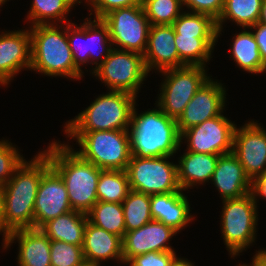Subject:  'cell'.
Instances as JSON below:
<instances>
[{
	"label": "cell",
	"mask_w": 266,
	"mask_h": 266,
	"mask_svg": "<svg viewBox=\"0 0 266 266\" xmlns=\"http://www.w3.org/2000/svg\"><path fill=\"white\" fill-rule=\"evenodd\" d=\"M50 167L49 158L41 151L31 161L24 160L0 188L4 220L12 232L34 228L36 195L40 180Z\"/></svg>",
	"instance_id": "6da1fadb"
},
{
	"label": "cell",
	"mask_w": 266,
	"mask_h": 266,
	"mask_svg": "<svg viewBox=\"0 0 266 266\" xmlns=\"http://www.w3.org/2000/svg\"><path fill=\"white\" fill-rule=\"evenodd\" d=\"M42 152L61 176L72 210L87 214L98 201L97 183L102 170L84 160L68 144L54 141Z\"/></svg>",
	"instance_id": "7a4b0ae2"
},
{
	"label": "cell",
	"mask_w": 266,
	"mask_h": 266,
	"mask_svg": "<svg viewBox=\"0 0 266 266\" xmlns=\"http://www.w3.org/2000/svg\"><path fill=\"white\" fill-rule=\"evenodd\" d=\"M129 127L131 156L172 157L181 146L177 121L159 107L137 114L134 106Z\"/></svg>",
	"instance_id": "3957f363"
},
{
	"label": "cell",
	"mask_w": 266,
	"mask_h": 266,
	"mask_svg": "<svg viewBox=\"0 0 266 266\" xmlns=\"http://www.w3.org/2000/svg\"><path fill=\"white\" fill-rule=\"evenodd\" d=\"M55 24L31 26V67L30 70L48 76L82 78V73L74 63L67 38V25Z\"/></svg>",
	"instance_id": "277c9868"
},
{
	"label": "cell",
	"mask_w": 266,
	"mask_h": 266,
	"mask_svg": "<svg viewBox=\"0 0 266 266\" xmlns=\"http://www.w3.org/2000/svg\"><path fill=\"white\" fill-rule=\"evenodd\" d=\"M136 97L125 91L109 90L74 119L66 122L65 133L129 130Z\"/></svg>",
	"instance_id": "5b68a950"
},
{
	"label": "cell",
	"mask_w": 266,
	"mask_h": 266,
	"mask_svg": "<svg viewBox=\"0 0 266 266\" xmlns=\"http://www.w3.org/2000/svg\"><path fill=\"white\" fill-rule=\"evenodd\" d=\"M76 139L84 160L101 170H126L131 158L129 130L66 133Z\"/></svg>",
	"instance_id": "8992f818"
},
{
	"label": "cell",
	"mask_w": 266,
	"mask_h": 266,
	"mask_svg": "<svg viewBox=\"0 0 266 266\" xmlns=\"http://www.w3.org/2000/svg\"><path fill=\"white\" fill-rule=\"evenodd\" d=\"M223 204L222 235L231 257H235L255 241L258 209L251 193L225 199Z\"/></svg>",
	"instance_id": "52a82bcc"
},
{
	"label": "cell",
	"mask_w": 266,
	"mask_h": 266,
	"mask_svg": "<svg viewBox=\"0 0 266 266\" xmlns=\"http://www.w3.org/2000/svg\"><path fill=\"white\" fill-rule=\"evenodd\" d=\"M169 157L131 156L125 170L130 190L149 195L182 190L178 182L177 164L166 161Z\"/></svg>",
	"instance_id": "ba28073f"
},
{
	"label": "cell",
	"mask_w": 266,
	"mask_h": 266,
	"mask_svg": "<svg viewBox=\"0 0 266 266\" xmlns=\"http://www.w3.org/2000/svg\"><path fill=\"white\" fill-rule=\"evenodd\" d=\"M203 66H183L161 71L165 81L161 85L157 107L177 120L202 84L210 77Z\"/></svg>",
	"instance_id": "9c48e42d"
},
{
	"label": "cell",
	"mask_w": 266,
	"mask_h": 266,
	"mask_svg": "<svg viewBox=\"0 0 266 266\" xmlns=\"http://www.w3.org/2000/svg\"><path fill=\"white\" fill-rule=\"evenodd\" d=\"M92 74L105 83L108 89L125 91L135 96L148 76L142 54L115 47Z\"/></svg>",
	"instance_id": "30bf717a"
},
{
	"label": "cell",
	"mask_w": 266,
	"mask_h": 266,
	"mask_svg": "<svg viewBox=\"0 0 266 266\" xmlns=\"http://www.w3.org/2000/svg\"><path fill=\"white\" fill-rule=\"evenodd\" d=\"M101 20L108 27L112 47L144 54L151 24L143 5L112 10Z\"/></svg>",
	"instance_id": "8fae6325"
},
{
	"label": "cell",
	"mask_w": 266,
	"mask_h": 266,
	"mask_svg": "<svg viewBox=\"0 0 266 266\" xmlns=\"http://www.w3.org/2000/svg\"><path fill=\"white\" fill-rule=\"evenodd\" d=\"M67 38L70 50L74 56L75 66L81 72L82 69L80 65L91 61V64H96V67L93 68V73L95 69L106 59L112 49V42L109 38L108 27L101 19L95 18L91 21V18H86L85 22L80 27H77L74 23H68ZM78 40H83V43H81L82 41L80 42L81 46L78 44ZM101 55H103V58H101ZM91 58L92 60H90ZM98 60H100V62Z\"/></svg>",
	"instance_id": "7c38bea8"
},
{
	"label": "cell",
	"mask_w": 266,
	"mask_h": 266,
	"mask_svg": "<svg viewBox=\"0 0 266 266\" xmlns=\"http://www.w3.org/2000/svg\"><path fill=\"white\" fill-rule=\"evenodd\" d=\"M236 125L221 114L203 123L192 126L181 133L191 152L223 155L232 152Z\"/></svg>",
	"instance_id": "4fadbf2b"
},
{
	"label": "cell",
	"mask_w": 266,
	"mask_h": 266,
	"mask_svg": "<svg viewBox=\"0 0 266 266\" xmlns=\"http://www.w3.org/2000/svg\"><path fill=\"white\" fill-rule=\"evenodd\" d=\"M232 153L252 180L266 170V131L257 122L249 121L235 128Z\"/></svg>",
	"instance_id": "5bb4252c"
},
{
	"label": "cell",
	"mask_w": 266,
	"mask_h": 266,
	"mask_svg": "<svg viewBox=\"0 0 266 266\" xmlns=\"http://www.w3.org/2000/svg\"><path fill=\"white\" fill-rule=\"evenodd\" d=\"M222 85L210 77L202 84L176 120L180 134L222 114L226 99V89Z\"/></svg>",
	"instance_id": "9a60e30c"
},
{
	"label": "cell",
	"mask_w": 266,
	"mask_h": 266,
	"mask_svg": "<svg viewBox=\"0 0 266 266\" xmlns=\"http://www.w3.org/2000/svg\"><path fill=\"white\" fill-rule=\"evenodd\" d=\"M72 211L61 176L50 167L42 176L34 205V228Z\"/></svg>",
	"instance_id": "2e32d148"
},
{
	"label": "cell",
	"mask_w": 266,
	"mask_h": 266,
	"mask_svg": "<svg viewBox=\"0 0 266 266\" xmlns=\"http://www.w3.org/2000/svg\"><path fill=\"white\" fill-rule=\"evenodd\" d=\"M177 233L172 227L155 220L139 229L125 232L122 238L123 263L149 252H175L168 241Z\"/></svg>",
	"instance_id": "e0dca14e"
},
{
	"label": "cell",
	"mask_w": 266,
	"mask_h": 266,
	"mask_svg": "<svg viewBox=\"0 0 266 266\" xmlns=\"http://www.w3.org/2000/svg\"><path fill=\"white\" fill-rule=\"evenodd\" d=\"M31 67L30 30L3 32L0 35V84L7 85L23 68Z\"/></svg>",
	"instance_id": "ac0fdd59"
},
{
	"label": "cell",
	"mask_w": 266,
	"mask_h": 266,
	"mask_svg": "<svg viewBox=\"0 0 266 266\" xmlns=\"http://www.w3.org/2000/svg\"><path fill=\"white\" fill-rule=\"evenodd\" d=\"M174 39L175 29L172 25H151L143 54L148 73L154 68L158 72L179 68V55Z\"/></svg>",
	"instance_id": "d6986e66"
},
{
	"label": "cell",
	"mask_w": 266,
	"mask_h": 266,
	"mask_svg": "<svg viewBox=\"0 0 266 266\" xmlns=\"http://www.w3.org/2000/svg\"><path fill=\"white\" fill-rule=\"evenodd\" d=\"M211 181L222 200L243 197L251 191V179L232 152L219 155Z\"/></svg>",
	"instance_id": "ffe728a7"
},
{
	"label": "cell",
	"mask_w": 266,
	"mask_h": 266,
	"mask_svg": "<svg viewBox=\"0 0 266 266\" xmlns=\"http://www.w3.org/2000/svg\"><path fill=\"white\" fill-rule=\"evenodd\" d=\"M82 249L88 266H100V262L106 259L120 260L123 263L122 238L89 221L85 227Z\"/></svg>",
	"instance_id": "44dd1931"
},
{
	"label": "cell",
	"mask_w": 266,
	"mask_h": 266,
	"mask_svg": "<svg viewBox=\"0 0 266 266\" xmlns=\"http://www.w3.org/2000/svg\"><path fill=\"white\" fill-rule=\"evenodd\" d=\"M182 191L150 195L152 219L177 232L193 220L188 199Z\"/></svg>",
	"instance_id": "7402d4cb"
},
{
	"label": "cell",
	"mask_w": 266,
	"mask_h": 266,
	"mask_svg": "<svg viewBox=\"0 0 266 266\" xmlns=\"http://www.w3.org/2000/svg\"><path fill=\"white\" fill-rule=\"evenodd\" d=\"M19 244V266H51V240L37 228L19 229L13 231L8 241V247L13 241Z\"/></svg>",
	"instance_id": "603a6c76"
},
{
	"label": "cell",
	"mask_w": 266,
	"mask_h": 266,
	"mask_svg": "<svg viewBox=\"0 0 266 266\" xmlns=\"http://www.w3.org/2000/svg\"><path fill=\"white\" fill-rule=\"evenodd\" d=\"M219 155L187 151L177 165L178 182L182 190L211 180Z\"/></svg>",
	"instance_id": "cb8c5ba5"
},
{
	"label": "cell",
	"mask_w": 266,
	"mask_h": 266,
	"mask_svg": "<svg viewBox=\"0 0 266 266\" xmlns=\"http://www.w3.org/2000/svg\"><path fill=\"white\" fill-rule=\"evenodd\" d=\"M87 214L69 211L46 222L40 229L50 240L83 246Z\"/></svg>",
	"instance_id": "d4e9b609"
},
{
	"label": "cell",
	"mask_w": 266,
	"mask_h": 266,
	"mask_svg": "<svg viewBox=\"0 0 266 266\" xmlns=\"http://www.w3.org/2000/svg\"><path fill=\"white\" fill-rule=\"evenodd\" d=\"M175 44L179 55V68L183 66H203L210 60L217 38H195V36L175 34Z\"/></svg>",
	"instance_id": "484cf974"
},
{
	"label": "cell",
	"mask_w": 266,
	"mask_h": 266,
	"mask_svg": "<svg viewBox=\"0 0 266 266\" xmlns=\"http://www.w3.org/2000/svg\"><path fill=\"white\" fill-rule=\"evenodd\" d=\"M242 30L235 35L232 43L231 57L239 68L248 73H263L266 64L262 61L256 39L252 32Z\"/></svg>",
	"instance_id": "4316f807"
},
{
	"label": "cell",
	"mask_w": 266,
	"mask_h": 266,
	"mask_svg": "<svg viewBox=\"0 0 266 266\" xmlns=\"http://www.w3.org/2000/svg\"><path fill=\"white\" fill-rule=\"evenodd\" d=\"M263 0H225L223 11L216 21L218 36L225 20H232L238 26L249 28L259 22Z\"/></svg>",
	"instance_id": "83f0119b"
},
{
	"label": "cell",
	"mask_w": 266,
	"mask_h": 266,
	"mask_svg": "<svg viewBox=\"0 0 266 266\" xmlns=\"http://www.w3.org/2000/svg\"><path fill=\"white\" fill-rule=\"evenodd\" d=\"M88 221L123 238L125 220L122 203L97 201L87 213Z\"/></svg>",
	"instance_id": "f1b7e54d"
},
{
	"label": "cell",
	"mask_w": 266,
	"mask_h": 266,
	"mask_svg": "<svg viewBox=\"0 0 266 266\" xmlns=\"http://www.w3.org/2000/svg\"><path fill=\"white\" fill-rule=\"evenodd\" d=\"M81 2L80 0H33L27 19L32 21V26L57 24L55 23L57 20L62 23L66 21L68 24L71 22L67 21L66 14L76 3ZM51 19L52 22H49Z\"/></svg>",
	"instance_id": "f546056e"
},
{
	"label": "cell",
	"mask_w": 266,
	"mask_h": 266,
	"mask_svg": "<svg viewBox=\"0 0 266 266\" xmlns=\"http://www.w3.org/2000/svg\"><path fill=\"white\" fill-rule=\"evenodd\" d=\"M172 26L175 34L195 36V38H218L216 21L206 14L183 11Z\"/></svg>",
	"instance_id": "4dcf8cb0"
},
{
	"label": "cell",
	"mask_w": 266,
	"mask_h": 266,
	"mask_svg": "<svg viewBox=\"0 0 266 266\" xmlns=\"http://www.w3.org/2000/svg\"><path fill=\"white\" fill-rule=\"evenodd\" d=\"M130 191L125 170H102L97 183L98 201L122 203Z\"/></svg>",
	"instance_id": "1f68e13d"
},
{
	"label": "cell",
	"mask_w": 266,
	"mask_h": 266,
	"mask_svg": "<svg viewBox=\"0 0 266 266\" xmlns=\"http://www.w3.org/2000/svg\"><path fill=\"white\" fill-rule=\"evenodd\" d=\"M125 232L139 229L152 221L150 195L130 190L122 202Z\"/></svg>",
	"instance_id": "d6a6232c"
},
{
	"label": "cell",
	"mask_w": 266,
	"mask_h": 266,
	"mask_svg": "<svg viewBox=\"0 0 266 266\" xmlns=\"http://www.w3.org/2000/svg\"><path fill=\"white\" fill-rule=\"evenodd\" d=\"M142 5L151 25H172L181 15L183 0H142Z\"/></svg>",
	"instance_id": "836d02e7"
},
{
	"label": "cell",
	"mask_w": 266,
	"mask_h": 266,
	"mask_svg": "<svg viewBox=\"0 0 266 266\" xmlns=\"http://www.w3.org/2000/svg\"><path fill=\"white\" fill-rule=\"evenodd\" d=\"M51 266H86L82 246L51 240Z\"/></svg>",
	"instance_id": "e575fe53"
},
{
	"label": "cell",
	"mask_w": 266,
	"mask_h": 266,
	"mask_svg": "<svg viewBox=\"0 0 266 266\" xmlns=\"http://www.w3.org/2000/svg\"><path fill=\"white\" fill-rule=\"evenodd\" d=\"M11 142L0 141V188L13 176L14 171L25 160Z\"/></svg>",
	"instance_id": "d590c367"
},
{
	"label": "cell",
	"mask_w": 266,
	"mask_h": 266,
	"mask_svg": "<svg viewBox=\"0 0 266 266\" xmlns=\"http://www.w3.org/2000/svg\"><path fill=\"white\" fill-rule=\"evenodd\" d=\"M225 0H183V6L190 12L201 13L211 16L215 21L220 17Z\"/></svg>",
	"instance_id": "8d00e7d4"
},
{
	"label": "cell",
	"mask_w": 266,
	"mask_h": 266,
	"mask_svg": "<svg viewBox=\"0 0 266 266\" xmlns=\"http://www.w3.org/2000/svg\"><path fill=\"white\" fill-rule=\"evenodd\" d=\"M175 252H149L134 256L127 263L130 266H170Z\"/></svg>",
	"instance_id": "74e56055"
},
{
	"label": "cell",
	"mask_w": 266,
	"mask_h": 266,
	"mask_svg": "<svg viewBox=\"0 0 266 266\" xmlns=\"http://www.w3.org/2000/svg\"><path fill=\"white\" fill-rule=\"evenodd\" d=\"M94 10V17L101 19L104 15L118 8L142 5V0H86Z\"/></svg>",
	"instance_id": "f35d334b"
},
{
	"label": "cell",
	"mask_w": 266,
	"mask_h": 266,
	"mask_svg": "<svg viewBox=\"0 0 266 266\" xmlns=\"http://www.w3.org/2000/svg\"><path fill=\"white\" fill-rule=\"evenodd\" d=\"M249 28L254 29L253 31H255L252 33L256 39L261 59L266 64V25L257 22Z\"/></svg>",
	"instance_id": "ab89813d"
},
{
	"label": "cell",
	"mask_w": 266,
	"mask_h": 266,
	"mask_svg": "<svg viewBox=\"0 0 266 266\" xmlns=\"http://www.w3.org/2000/svg\"><path fill=\"white\" fill-rule=\"evenodd\" d=\"M251 195L257 204V197L260 196L266 198V170L251 180Z\"/></svg>",
	"instance_id": "60d3db41"
},
{
	"label": "cell",
	"mask_w": 266,
	"mask_h": 266,
	"mask_svg": "<svg viewBox=\"0 0 266 266\" xmlns=\"http://www.w3.org/2000/svg\"><path fill=\"white\" fill-rule=\"evenodd\" d=\"M3 233V248H8V241L11 236L12 231L7 227L5 220H4V212H3V203L0 197V233Z\"/></svg>",
	"instance_id": "b9f144b4"
},
{
	"label": "cell",
	"mask_w": 266,
	"mask_h": 266,
	"mask_svg": "<svg viewBox=\"0 0 266 266\" xmlns=\"http://www.w3.org/2000/svg\"><path fill=\"white\" fill-rule=\"evenodd\" d=\"M170 266H194L193 263H191V261L189 262L188 259H184V258H178V257H174L173 260L170 263Z\"/></svg>",
	"instance_id": "7bdbcfd3"
},
{
	"label": "cell",
	"mask_w": 266,
	"mask_h": 266,
	"mask_svg": "<svg viewBox=\"0 0 266 266\" xmlns=\"http://www.w3.org/2000/svg\"><path fill=\"white\" fill-rule=\"evenodd\" d=\"M254 257L261 263L262 266H266V250L257 251Z\"/></svg>",
	"instance_id": "ee69618b"
},
{
	"label": "cell",
	"mask_w": 266,
	"mask_h": 266,
	"mask_svg": "<svg viewBox=\"0 0 266 266\" xmlns=\"http://www.w3.org/2000/svg\"><path fill=\"white\" fill-rule=\"evenodd\" d=\"M259 22L266 25V0L262 1Z\"/></svg>",
	"instance_id": "f6af8a7d"
},
{
	"label": "cell",
	"mask_w": 266,
	"mask_h": 266,
	"mask_svg": "<svg viewBox=\"0 0 266 266\" xmlns=\"http://www.w3.org/2000/svg\"><path fill=\"white\" fill-rule=\"evenodd\" d=\"M240 266H262L261 265V263L254 257L253 259H252V265L250 264V265H246V264H239ZM238 265V266H239Z\"/></svg>",
	"instance_id": "bcb514c9"
},
{
	"label": "cell",
	"mask_w": 266,
	"mask_h": 266,
	"mask_svg": "<svg viewBox=\"0 0 266 266\" xmlns=\"http://www.w3.org/2000/svg\"><path fill=\"white\" fill-rule=\"evenodd\" d=\"M7 0H0V6L3 5Z\"/></svg>",
	"instance_id": "7dc6e473"
}]
</instances>
